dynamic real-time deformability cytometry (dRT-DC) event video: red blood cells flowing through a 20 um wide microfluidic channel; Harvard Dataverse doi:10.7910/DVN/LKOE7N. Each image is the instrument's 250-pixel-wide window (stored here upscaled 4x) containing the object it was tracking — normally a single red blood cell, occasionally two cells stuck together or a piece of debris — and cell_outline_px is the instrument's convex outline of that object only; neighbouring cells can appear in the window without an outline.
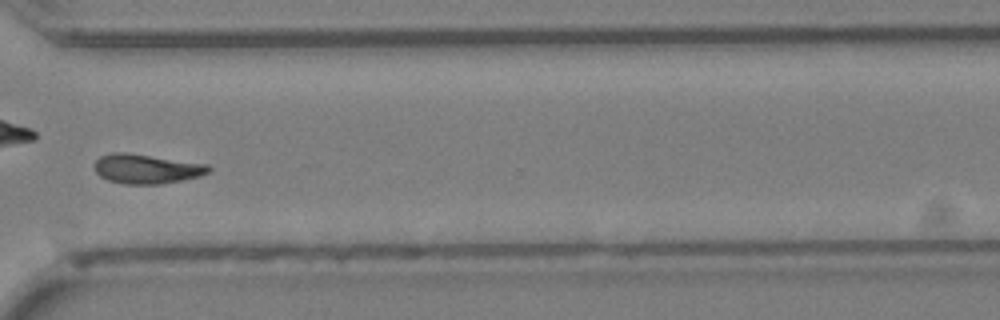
{"species": "Egyptian fruit bat (a non-hibernating species)", "species_latin": "Rousettus aegyptiacus", "temperature_condition": "cold", "stored_images_in_passage": 36, "camera_frame_rate_fps": 3000, "um_per_image_px": 0.085, "animal": {"sex": "female"}, "frame": {"image": 1, "passage_image": 30, "time_ms": 9.667, "image_size_px": [1000, 320], "cell_outline_px": [[212, 168], [208, 172], [200, 176], [160, 184], [124, 184], [108, 180], [100, 176], [96, 172], [92, 164], [100, 156], [112, 152], [128, 152], [208, 164]], "centroid_in_image_um": [12.42, 14.34], "position_along_channel_um": 358.2, "area_um2": 19.77}}